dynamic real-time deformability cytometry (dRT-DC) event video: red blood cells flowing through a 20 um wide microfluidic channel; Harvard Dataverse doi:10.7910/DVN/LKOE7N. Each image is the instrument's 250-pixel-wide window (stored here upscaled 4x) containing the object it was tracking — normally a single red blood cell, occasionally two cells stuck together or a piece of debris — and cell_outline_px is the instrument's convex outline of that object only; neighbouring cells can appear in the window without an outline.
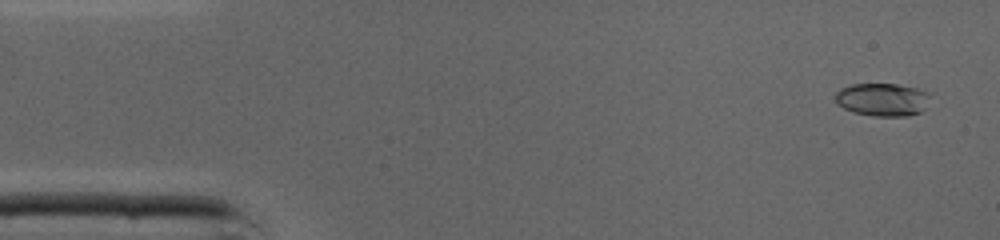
{"species": "common noctule bat (a hibernating species)", "species_latin": "Nyctalus noctula", "temperature_condition": "cold", "stored_images_in_passage": 45, "camera_frame_rate_fps": 3000, "um_per_image_px": 0.085, "animal": {"sex": "male", "body_mass_g": 19.0, "forearm_length_mm": 50.8}, "frame": {"image": 1, "passage_image": 2, "time_ms": 0.333, "image_size_px": [1000, 240], "cell_outline_px": [[932, 92], [920, 112], [908, 116], [872, 116], [852, 112], [844, 108], [836, 100], [836, 92], [840, 88], [852, 84], [896, 84], [916, 88]], "centroid_in_image_um": [75.01, 8.46], "position_along_channel_um": 10.0, "area_um2": 18.15}}
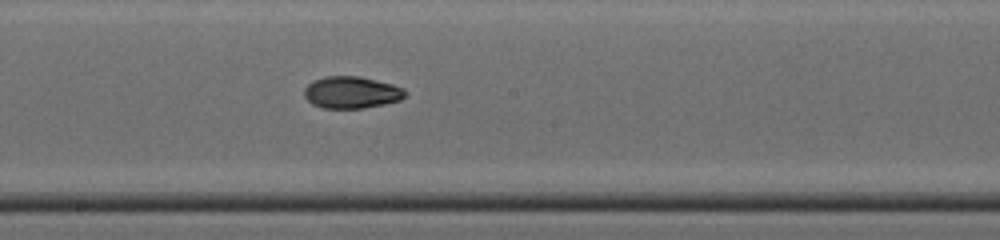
{"frame": {"image": 2, "passage_image": 24, "time_ms": 7.667, "image_size_px": [1000, 240], "cell_outline_px": [[408, 96], [400, 100], [384, 104], [364, 108], [324, 108], [312, 104], [304, 96], [304, 88], [308, 84], [324, 76], [360, 76], [392, 84], [404, 88], [408, 92]], "centroid_in_image_um": [29.92, 7.85], "position_along_channel_um": 218.3, "area_um2": 18.9}}
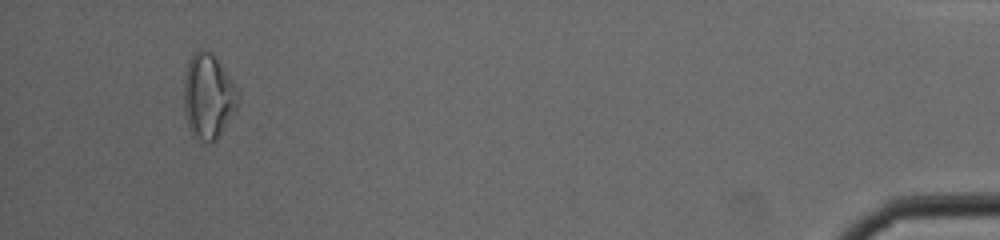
{"frame": {"image": 3, "passage_image": 43, "time_ms": 14.0, "image_size_px": [1000, 240], "cell_outline_px": [[236, 108], [216, 140], [212, 144], [200, 144], [196, 140], [188, 128], [184, 112], [184, 80], [188, 60], [200, 48], [212, 52], [216, 56], [236, 88]], "centroid_in_image_um": [17.65, 8.23], "position_along_channel_um": 417.6, "area_um2": 26.82}, "authors_computed_cell_mechanics": {"area_um2": 18.5538, "velocity_mm_per_s": 4.3736, "shape_relaxation_time_tau1_ms": 2.8367, "shape_relaxation_time_tau2_ms": 2.9528, "deformation_change_tau1": 0.1582, "deformation_change_tau2": 0.0727}}